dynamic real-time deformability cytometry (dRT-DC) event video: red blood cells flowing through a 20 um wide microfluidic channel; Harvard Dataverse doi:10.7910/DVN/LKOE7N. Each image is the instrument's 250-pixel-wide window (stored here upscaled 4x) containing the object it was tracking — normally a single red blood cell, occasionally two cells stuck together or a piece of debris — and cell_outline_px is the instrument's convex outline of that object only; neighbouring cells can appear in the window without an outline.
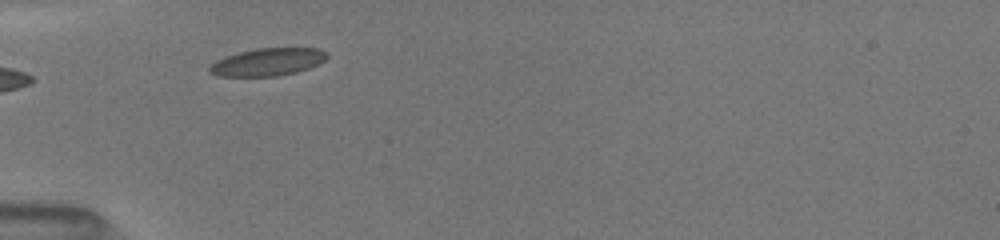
{"species": "common noctule bat (a hibernating species)", "species_latin": "Nyctalus noctula", "temperature_condition": "room temperature", "stored_images_in_passage": 9, "camera_frame_rate_fps": 3000, "um_per_image_px": 0.085, "animal": {"sex": "female", "body_mass_g": 19.5, "forearm_length_mm": 54.1}, "frame": {"image": 1, "passage_image": 1, "time_ms": 0.0, "image_size_px": [1000, 240], "cell_outline_px": [[328, 56], [324, 60], [308, 68], [296, 72], [276, 76], [220, 76], [208, 72], [208, 68], [216, 60], [240, 52], [256, 48], [320, 48], [328, 52]], "centroid_in_image_um": [22.76, 5.26], "position_along_channel_um": 62.2, "area_um2": 18.73}}